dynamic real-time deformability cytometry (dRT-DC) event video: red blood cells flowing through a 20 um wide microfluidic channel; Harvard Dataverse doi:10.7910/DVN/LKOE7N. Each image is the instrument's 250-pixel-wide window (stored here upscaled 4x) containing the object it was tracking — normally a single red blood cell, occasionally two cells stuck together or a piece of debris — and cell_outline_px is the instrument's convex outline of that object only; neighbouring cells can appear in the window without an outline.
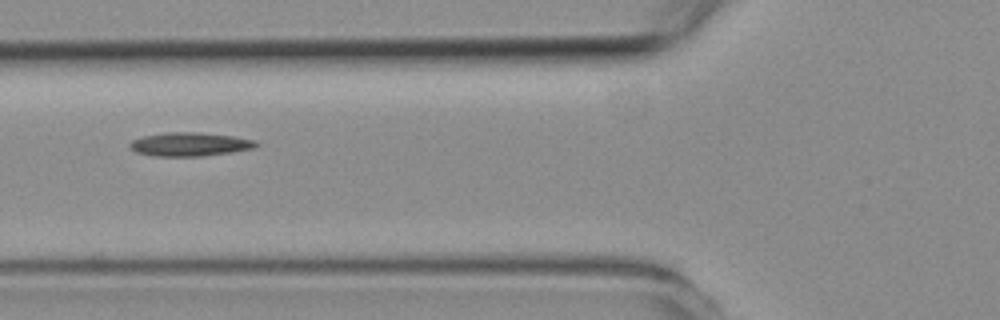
{"species": "common noctule bat (a hibernating species)", "species_latin": "Nyctalus noctula", "temperature_condition": "room temperature", "stored_images_in_passage": 4, "camera_frame_rate_fps": 3000, "um_per_image_px": 0.085, "animal": {"sex": "female", "body_mass_g": 19.3, "forearm_length_mm": 54.1}, "frame": {"image": 1, "passage_image": 4, "time_ms": 5.333, "image_size_px": [1000, 320], "cell_outline_px": [[260, 144], [252, 148], [232, 152], [200, 156], [152, 156], [136, 152], [128, 144], [132, 140], [144, 136], [164, 132], [200, 132], [232, 136], [256, 140]], "centroid_in_image_um": [16.13, 12.26], "position_along_channel_um": 109.7, "area_um2": 17.4}}